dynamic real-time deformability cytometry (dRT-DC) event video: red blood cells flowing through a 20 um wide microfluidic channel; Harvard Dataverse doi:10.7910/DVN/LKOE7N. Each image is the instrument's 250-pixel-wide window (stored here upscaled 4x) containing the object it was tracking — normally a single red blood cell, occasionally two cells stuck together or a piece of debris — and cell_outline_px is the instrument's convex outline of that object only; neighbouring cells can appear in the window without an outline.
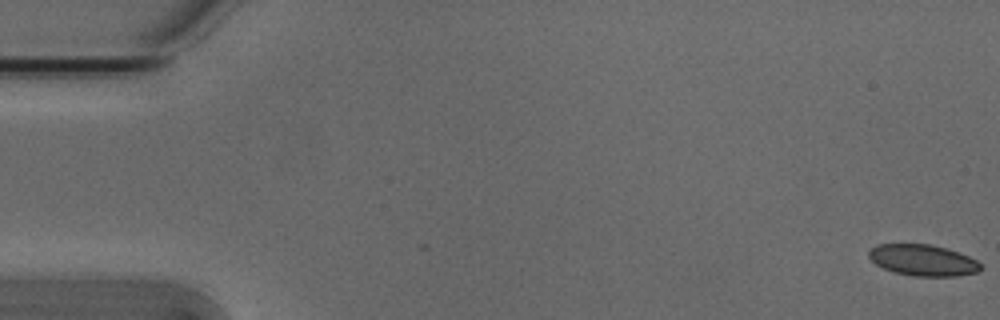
{"species": "Egyptian fruit bat (a non-hibernating species)", "species_latin": "Rousettus aegyptiacus", "temperature_condition": "cold", "stored_images_in_passage": 55, "camera_frame_rate_fps": 3000, "um_per_image_px": 0.085, "animal": {"sex": "male"}, "frame": {"image": 1, "passage_image": 1, "time_ms": 0.0, "image_size_px": [1000, 320], "cell_outline_px": [[984, 268], [976, 272], [956, 276], [912, 276], [896, 272], [884, 268], [876, 264], [868, 256], [868, 252], [876, 244], [928, 244], [944, 248], [968, 256], [976, 260]], "centroid_in_image_um": [78.44, 22.12], "position_along_channel_um": 6.6, "area_um2": 20.11}}
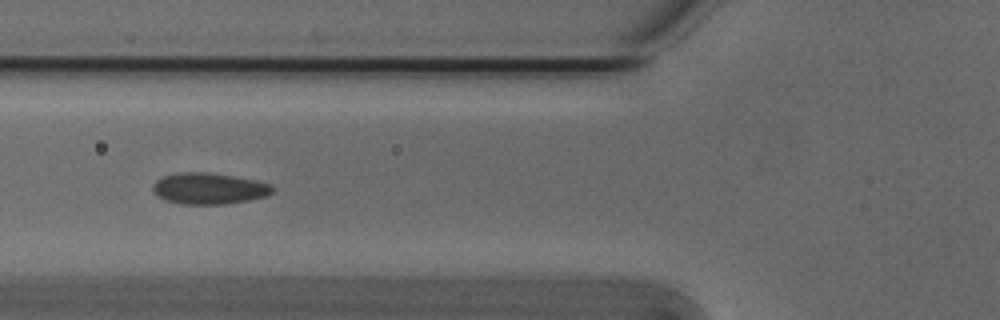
{"frame": {"image": 2, "passage_image": 21, "time_ms": 6.667, "image_size_px": [1000, 320], "cell_outline_px": [[276, 188], [268, 196], [248, 200], [224, 204], [180, 204], [164, 200], [152, 188], [152, 184], [156, 180], [164, 176], [176, 172], [204, 172], [232, 176], [272, 184]], "centroid_in_image_um": [17.77, 16.02], "position_along_channel_um": 108.0, "area_um2": 21.73}}
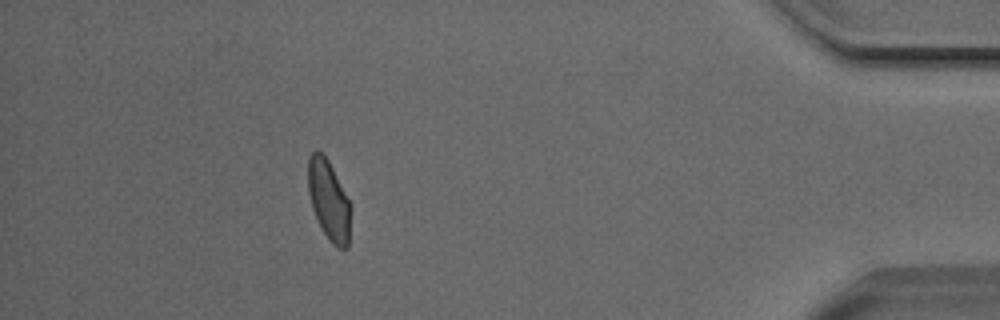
{"frame": {"image": 3, "passage_image": 49, "time_ms": 16.0, "image_size_px": [1000, 320], "cell_outline_px": [[352, 208], [348, 248], [336, 248], [332, 244], [324, 232], [312, 208], [308, 192], [308, 156], [316, 148], [328, 160], [352, 204]], "centroid_in_image_um": [27.97, 17.02], "position_along_channel_um": 407.2, "area_um2": 20.11}, "authors_computed_cell_mechanics": {"area_um2": 21.0392, "velocity_mm_per_s": 3.7949, "shape_relaxation_time_tau1_ms": 4.2498, "shape_relaxation_time_tau2_ms": 1.1985, "deformation_change_tau1": 0.1036, "deformation_change_tau2": 0.0421}}